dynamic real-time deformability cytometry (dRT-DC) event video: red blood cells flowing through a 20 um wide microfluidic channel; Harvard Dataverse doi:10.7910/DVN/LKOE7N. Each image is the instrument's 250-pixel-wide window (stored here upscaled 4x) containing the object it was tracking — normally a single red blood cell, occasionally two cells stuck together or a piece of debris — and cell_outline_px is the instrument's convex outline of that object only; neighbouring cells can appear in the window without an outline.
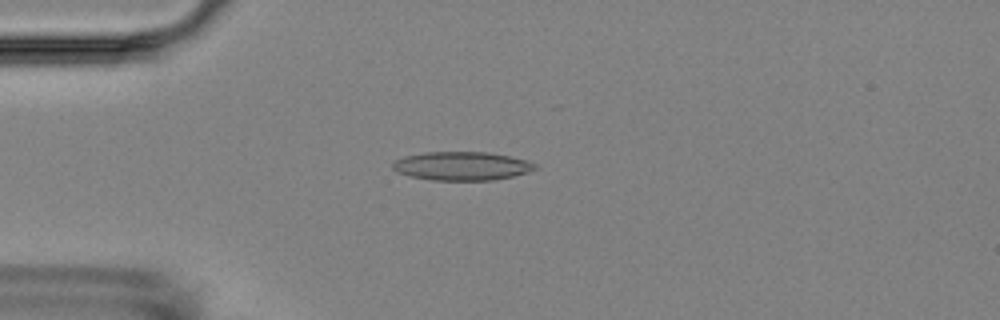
{"species": "Egyptian fruit bat (a non-hibernating species)", "species_latin": "Rousettus aegyptiacus", "temperature_condition": "room temperature", "stored_images_in_passage": 10, "camera_frame_rate_fps": 3000, "um_per_image_px": 0.085, "animal": {"sex": "female"}, "frame": {"image": 1, "passage_image": 4, "time_ms": 3.333, "image_size_px": [1000, 320], "cell_outline_px": [[540, 168], [528, 172], [512, 176], [492, 180], [432, 180], [412, 176], [396, 172], [392, 168], [392, 164], [396, 160], [404, 156], [424, 152], [488, 152], [508, 156], [524, 160], [536, 164]], "centroid_in_image_um": [39.25, 14.11], "position_along_channel_um": 45.8, "area_um2": 23.64}}
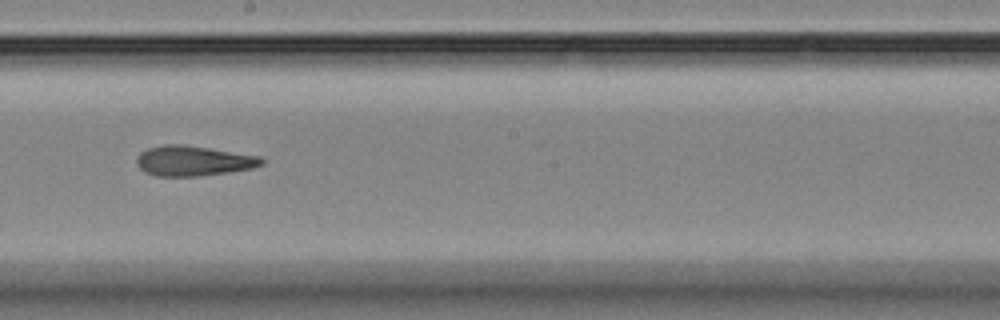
{"frame": {"image": 2, "passage_image": 9, "time_ms": 9.0, "image_size_px": [1000, 320], "cell_outline_px": [[264, 164], [252, 168], [228, 172], [196, 176], [156, 176], [144, 172], [136, 164], [136, 160], [140, 152], [148, 148], [164, 144], [180, 144], [208, 148], [260, 156], [264, 160]], "centroid_in_image_um": [16.41, 13.67], "position_along_channel_um": 231.8, "area_um2": 21.85}}
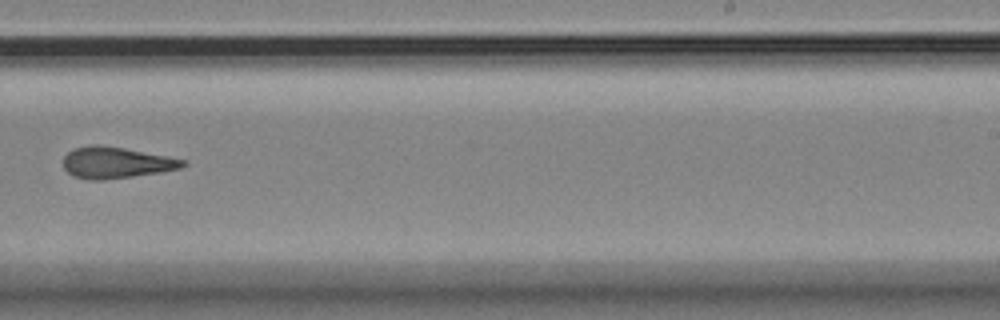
{"frame": {"image": 3, "passage_image": 10, "time_ms": 10.333, "image_size_px": [1000, 320], "cell_outline_px": [[188, 164], [180, 168], [160, 172], [132, 176], [100, 180], [88, 180], [76, 176], [68, 172], [64, 168], [64, 156], [72, 148], [92, 144], [100, 144], [124, 148], [168, 156], [184, 160]], "centroid_in_image_um": [9.85, 13.8], "position_along_channel_um": 279.2, "area_um2": 21.73}}